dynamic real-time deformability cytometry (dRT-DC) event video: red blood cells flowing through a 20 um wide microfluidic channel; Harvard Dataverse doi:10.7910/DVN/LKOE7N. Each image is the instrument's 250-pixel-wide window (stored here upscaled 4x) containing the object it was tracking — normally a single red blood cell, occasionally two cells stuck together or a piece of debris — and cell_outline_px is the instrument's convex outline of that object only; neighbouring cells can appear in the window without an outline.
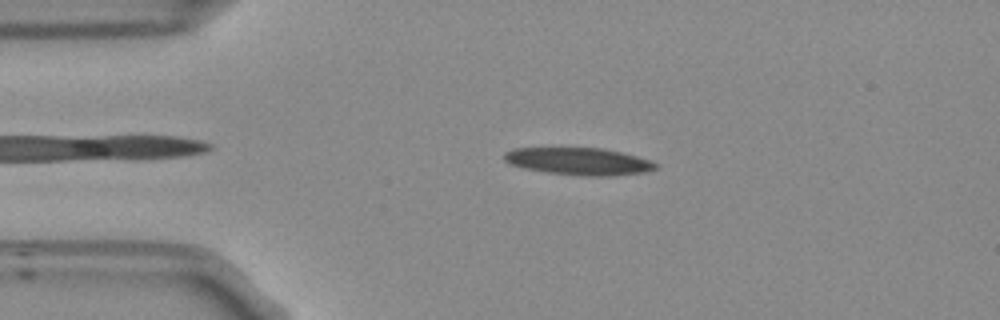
{"species": "Egyptian fruit bat (a non-hibernating species)", "species_latin": "Rousettus aegyptiacus", "temperature_condition": "room temperature", "stored_images_in_passage": 53, "camera_frame_rate_fps": 3000, "um_per_image_px": 0.085, "frame": {"image": 1, "passage_image": 11, "time_ms": 3.333, "image_size_px": [1000, 320], "cell_outline_px": [[656, 168], [640, 172], [608, 176], [584, 176], [548, 172], [524, 168], [512, 164], [504, 160], [504, 152], [512, 148], [604, 148], [636, 156], [648, 160], [656, 164]], "centroid_in_image_um": [49.13, 13.7], "position_along_channel_um": 35.9, "area_um2": 23.64}}
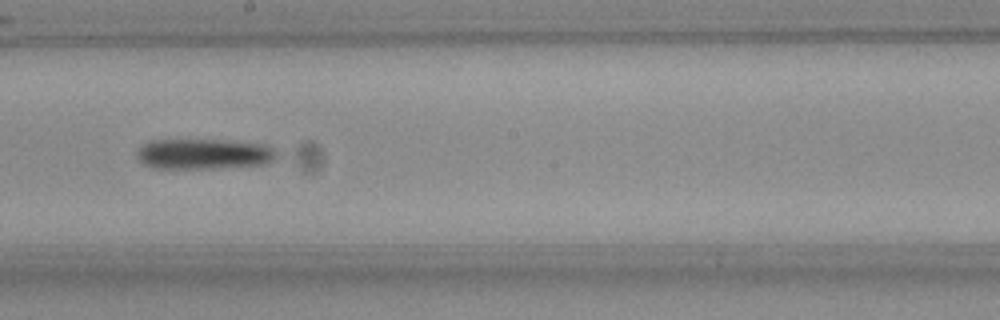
{"frame": {"image": 2, "passage_image": 29, "time_ms": 9.333, "image_size_px": [1000, 320], "cell_outline_px": [[276, 156], [272, 160], [264, 164], [208, 168], [152, 168], [144, 164], [136, 156], [136, 152], [148, 140], [224, 140], [268, 144], [276, 152]], "centroid_in_image_um": [17.3, 13.07], "position_along_channel_um": 230.9, "area_um2": 24.68}}
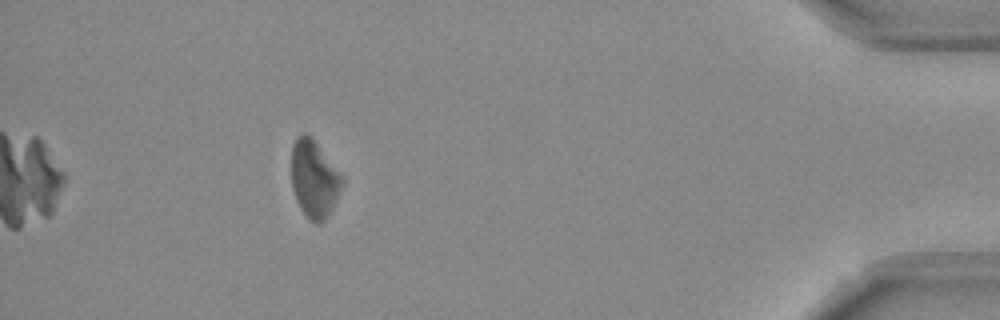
{"frame": {"image": 3, "passage_image": 48, "time_ms": 15.667, "image_size_px": [1000, 320], "cell_outline_px": [[344, 184], [332, 208], [324, 220], [320, 224], [316, 224], [300, 208], [292, 188], [292, 144], [296, 136], [300, 132], [308, 132], [344, 180]], "centroid_in_image_um": [26.68, 15.17], "position_along_channel_um": 408.5, "area_um2": 22.54}, "authors_computed_cell_mechanics": {"area_um2": 24.3916, "velocity_mm_per_s": 3.7446, "shape_relaxation_time_tau1_ms": 3.8648, "shape_relaxation_time_tau2_ms": null, "deformation_change_tau1": 0.1175, "deformation_change_tau2": null}}